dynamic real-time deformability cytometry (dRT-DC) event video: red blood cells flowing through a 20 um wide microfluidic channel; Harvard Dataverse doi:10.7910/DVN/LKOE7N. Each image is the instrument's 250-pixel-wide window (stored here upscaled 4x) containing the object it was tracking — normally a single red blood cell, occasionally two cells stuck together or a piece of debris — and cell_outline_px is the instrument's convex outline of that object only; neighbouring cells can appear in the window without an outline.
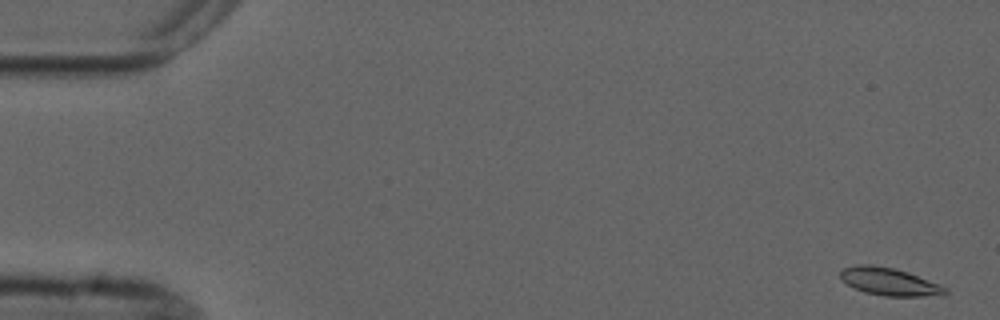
{"species": "common noctule bat (a hibernating species)", "species_latin": "Nyctalus noctula", "temperature_condition": "cold", "stored_images_in_passage": 5, "camera_frame_rate_fps": 3000, "um_per_image_px": 0.085, "animal": {"sex": "male", "forearm_length_mm": 52.5}, "frame": {"image": 1, "passage_image": 1, "time_ms": 0.0, "image_size_px": [1000, 320], "cell_outline_px": [[948, 292], [944, 296], [884, 296], [864, 292], [840, 280], [840, 272], [844, 268], [856, 264], [872, 264], [892, 268], [908, 272], [940, 284], [948, 288]], "centroid_in_image_um": [75.63, 23.94], "position_along_channel_um": 9.4, "area_um2": 17.05}}
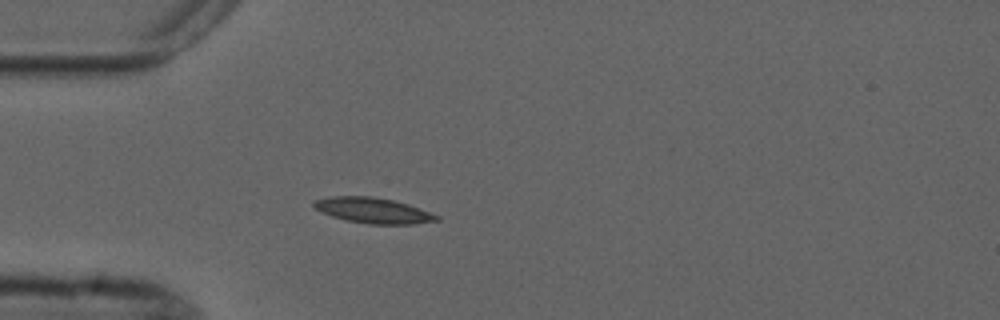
{"frame": {"image": 2, "passage_image": 5, "time_ms": 4.667, "image_size_px": [1000, 320], "cell_outline_px": [[440, 220], [412, 224], [368, 224], [348, 220], [332, 216], [316, 208], [312, 204], [316, 200], [328, 196], [372, 196], [392, 200], [408, 204], [440, 216]], "centroid_in_image_um": [31.74, 17.88], "position_along_channel_um": 53.3, "area_um2": 18.03}}